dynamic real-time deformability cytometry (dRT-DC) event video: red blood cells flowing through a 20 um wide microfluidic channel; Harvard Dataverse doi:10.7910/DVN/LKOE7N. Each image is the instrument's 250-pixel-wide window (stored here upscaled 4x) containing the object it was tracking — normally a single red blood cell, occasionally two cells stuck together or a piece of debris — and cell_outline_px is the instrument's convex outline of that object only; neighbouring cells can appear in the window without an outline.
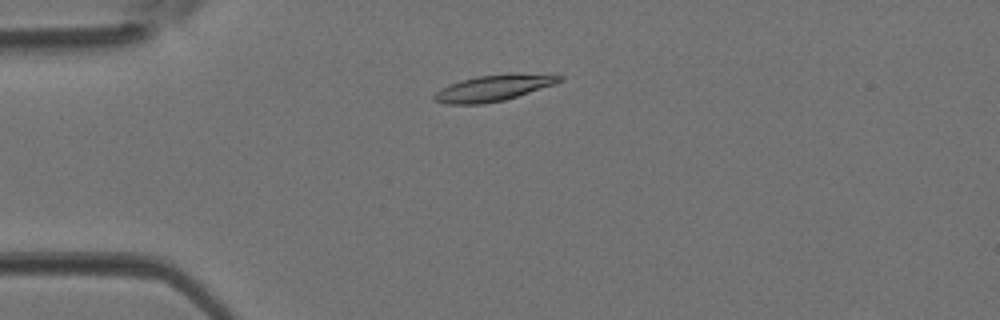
{"species": "Egyptian fruit bat (a non-hibernating species)", "species_latin": "Rousettus aegyptiacus", "temperature_condition": "room temperature", "stored_images_in_passage": 3, "camera_frame_rate_fps": 3000, "um_per_image_px": 0.085, "animal": {"sex": "female"}, "frame": {"image": 1, "passage_image": 3, "time_ms": 0.667, "image_size_px": [1000, 320], "cell_outline_px": [[564, 80], [556, 84], [504, 100], [484, 104], [448, 104], [436, 100], [432, 96], [440, 88], [460, 80], [476, 76], [512, 72], [516, 72], [564, 76]], "centroid_in_image_um": [41.98, 7.45], "position_along_channel_um": 43.0, "area_um2": 19.31}}